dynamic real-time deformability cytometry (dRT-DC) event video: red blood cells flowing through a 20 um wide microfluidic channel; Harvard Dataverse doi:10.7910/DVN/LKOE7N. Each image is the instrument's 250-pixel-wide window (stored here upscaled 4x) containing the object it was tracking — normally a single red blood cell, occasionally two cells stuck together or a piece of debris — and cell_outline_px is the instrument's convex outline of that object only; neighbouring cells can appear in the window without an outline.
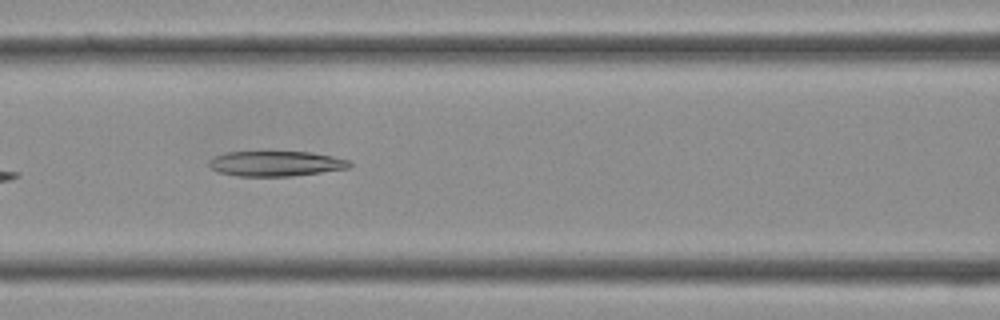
{"species": "Egyptian fruit bat (a non-hibernating species)", "species_latin": "Rousettus aegyptiacus", "temperature_condition": "cold", "stored_images_in_passage": 4, "camera_frame_rate_fps": 3000, "um_per_image_px": 0.085, "frame": {"image": 1, "passage_image": 4, "time_ms": 1.0, "image_size_px": [1000, 320], "cell_outline_px": [[352, 164], [348, 168], [292, 176], [240, 176], [220, 172], [212, 168], [208, 164], [208, 160], [216, 156], [228, 152], [308, 152], [332, 156], [352, 160]], "centroid_in_image_um": [23.48, 13.9], "position_along_channel_um": 143.1, "area_um2": 20.4}}